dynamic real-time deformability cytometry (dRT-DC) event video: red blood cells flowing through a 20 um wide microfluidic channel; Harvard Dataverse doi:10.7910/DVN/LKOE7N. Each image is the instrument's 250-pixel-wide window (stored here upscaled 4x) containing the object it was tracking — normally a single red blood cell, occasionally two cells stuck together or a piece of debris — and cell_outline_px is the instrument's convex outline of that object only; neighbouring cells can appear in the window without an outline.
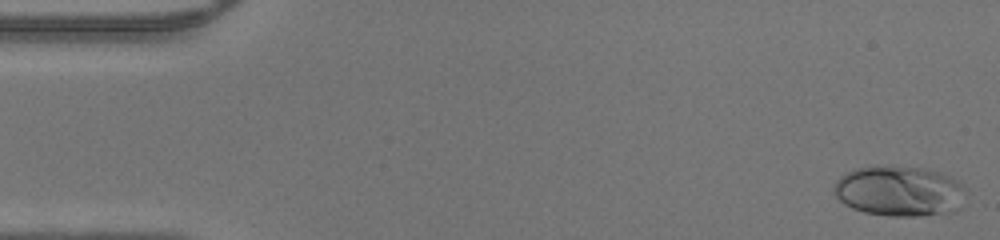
{"species": "human", "species_latin": "Homo sapiens", "temperature_condition": "warm", "stored_images_in_passage": 17, "camera_frame_rate_fps": 3000, "um_per_image_px": 0.085, "donor": {"sex": "male"}, "frame": {"image": 1, "passage_image": 1, "time_ms": 0.0, "image_size_px": [1000, 240], "cell_outline_px": [[968, 192], [960, 208], [956, 212], [916, 216], [892, 216], [864, 212], [852, 208], [844, 204], [836, 196], [832, 188], [836, 180], [840, 176], [856, 168], [924, 168], [940, 172], [956, 180], [968, 188]], "centroid_in_image_um": [76.51, 16.28], "position_along_channel_um": 8.5, "area_um2": 38.61}}
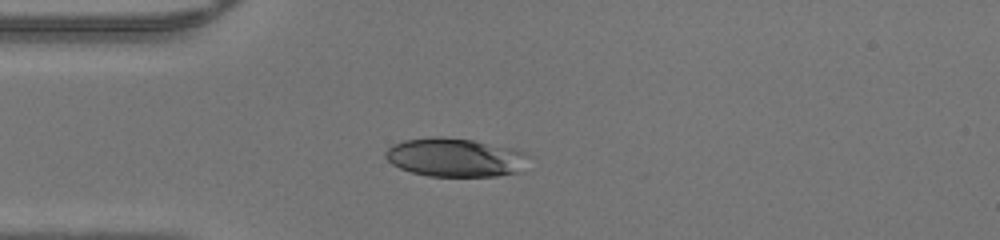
{"frame": {"image": 2, "passage_image": 12, "time_ms": 3.667, "image_size_px": [1000, 240], "cell_outline_px": [[532, 156], [520, 172], [496, 176], [428, 176], [412, 172], [400, 168], [392, 164], [384, 156], [384, 152], [392, 144], [404, 140], [432, 136], [440, 136], [472, 140], [520, 148], [528, 152]], "centroid_in_image_um": [38.77, 13.37], "position_along_channel_um": 46.2, "area_um2": 32.95}}
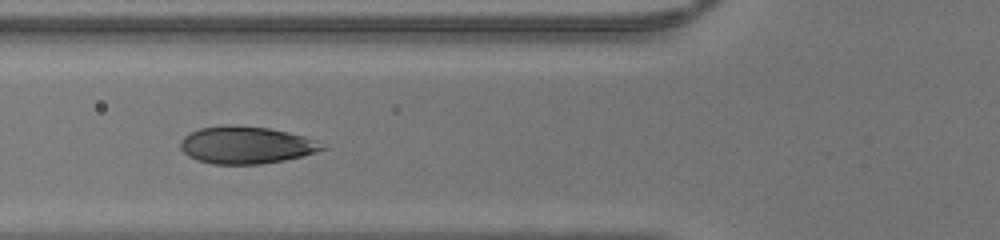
{"frame": {"image": 3, "passage_image": 17, "time_ms": 5.333, "image_size_px": [1000, 240], "cell_outline_px": [[328, 148], [304, 156], [284, 160], [260, 164], [212, 164], [188, 156], [180, 148], [180, 140], [184, 136], [200, 128], [224, 124], [232, 124], [268, 128], [288, 132], [304, 136], [316, 140]], "centroid_in_image_um": [20.93, 12.32], "position_along_channel_um": 104.9, "area_um2": 30.92}}